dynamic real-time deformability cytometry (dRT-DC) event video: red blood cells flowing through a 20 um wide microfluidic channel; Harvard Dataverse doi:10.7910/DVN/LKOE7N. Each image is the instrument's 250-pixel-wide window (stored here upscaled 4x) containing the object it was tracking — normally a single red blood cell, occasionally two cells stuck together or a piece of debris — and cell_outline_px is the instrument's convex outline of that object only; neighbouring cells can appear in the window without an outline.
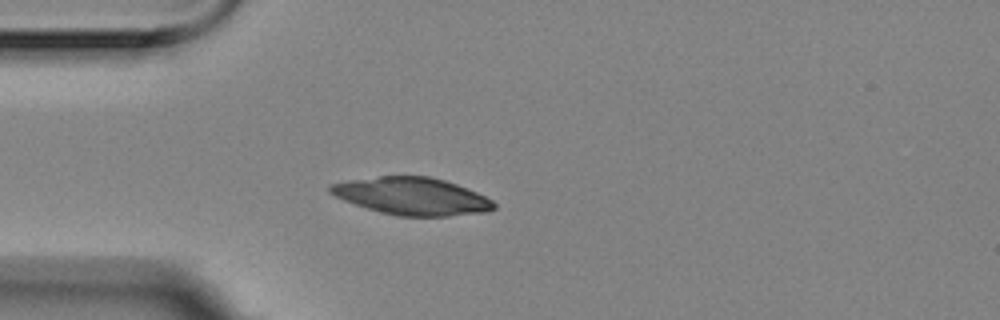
{"species": "Egyptian fruit bat (a non-hibernating species)", "species_latin": "Rousettus aegyptiacus", "temperature_condition": "room temperature", "stored_images_in_passage": 4, "camera_frame_rate_fps": 3000, "um_per_image_px": 0.085, "animal": {"sex": "female"}, "frame": {"image": 1, "passage_image": 4, "time_ms": 1.0, "image_size_px": [1000, 320], "cell_outline_px": [[496, 208], [488, 212], [448, 216], [396, 216], [380, 212], [344, 200], [328, 192], [328, 184], [348, 180], [380, 176], [428, 176], [444, 180], [468, 188], [492, 200], [496, 204]], "centroid_in_image_um": [35.02, 16.68], "position_along_channel_um": 50.0, "area_um2": 35.66}}